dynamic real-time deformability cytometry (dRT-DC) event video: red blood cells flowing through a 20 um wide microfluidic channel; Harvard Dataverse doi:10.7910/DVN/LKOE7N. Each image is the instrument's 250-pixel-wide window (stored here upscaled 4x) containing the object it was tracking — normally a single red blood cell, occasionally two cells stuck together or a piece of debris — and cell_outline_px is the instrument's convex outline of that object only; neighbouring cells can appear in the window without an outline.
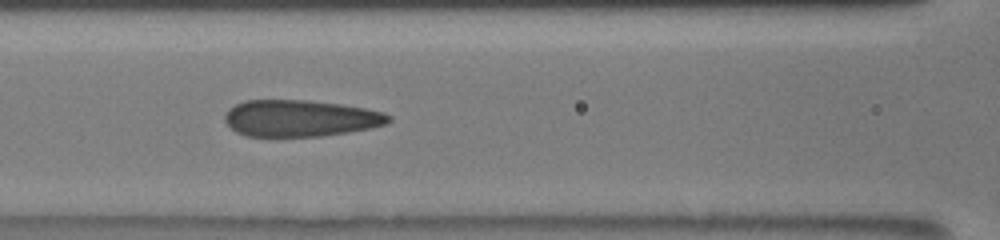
{"species": "human", "species_latin": "Homo sapiens", "temperature_condition": "room temperature", "stored_images_in_passage": 10, "camera_frame_rate_fps": 3000, "um_per_image_px": 0.085, "donor": {"sex": "male"}, "frame": {"image": 1, "passage_image": 9, "time_ms": 5.333, "image_size_px": [1000, 240], "cell_outline_px": [[392, 120], [388, 124], [372, 128], [348, 132], [320, 136], [244, 136], [236, 132], [224, 120], [224, 116], [228, 108], [244, 100], [308, 100], [340, 104], [364, 108], [384, 112], [392, 116]], "centroid_in_image_um": [25.54, 10.05], "position_along_channel_um": 141.1, "area_um2": 35.14}}